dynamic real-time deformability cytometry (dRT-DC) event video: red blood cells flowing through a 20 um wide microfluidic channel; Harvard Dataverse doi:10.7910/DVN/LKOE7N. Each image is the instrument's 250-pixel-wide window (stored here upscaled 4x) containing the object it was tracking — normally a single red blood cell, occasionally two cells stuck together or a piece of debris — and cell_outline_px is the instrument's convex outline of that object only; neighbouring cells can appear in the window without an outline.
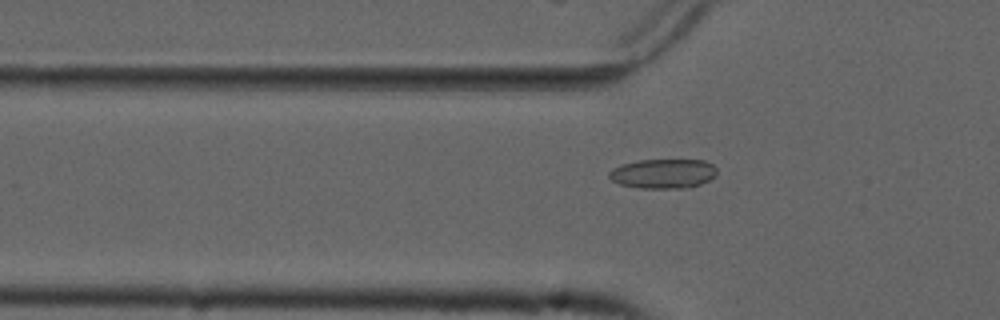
{"species": "common noctule bat (a hibernating species)", "species_latin": "Nyctalus noctula", "temperature_condition": "cold", "stored_images_in_passage": 54, "camera_frame_rate_fps": 3000, "um_per_image_px": 0.085, "animal": {"sex": "male", "forearm_length_mm": 52.5}, "frame": {"image": 1, "passage_image": 19, "time_ms": 6.0, "image_size_px": [1000, 320], "cell_outline_px": [[716, 176], [700, 184], [688, 188], [640, 188], [620, 184], [612, 180], [608, 176], [608, 172], [612, 168], [620, 164], [640, 160], [704, 160], [712, 164], [716, 168]], "centroid_in_image_um": [56.35, 14.75], "position_along_channel_um": 69.4, "area_um2": 18.61}}
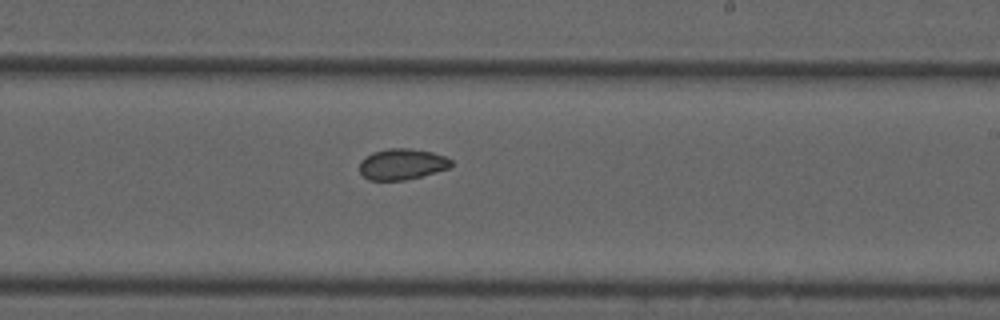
{"frame": {"image": 2, "passage_image": 34, "time_ms": 11.0, "image_size_px": [1000, 320], "cell_outline_px": [[452, 164], [448, 168], [436, 172], [404, 180], [368, 180], [360, 172], [360, 160], [364, 156], [372, 152], [388, 148], [408, 148], [432, 152], [444, 156], [452, 160]], "centroid_in_image_um": [34.14, 13.94], "position_along_channel_um": 254.9, "area_um2": 16.53}}
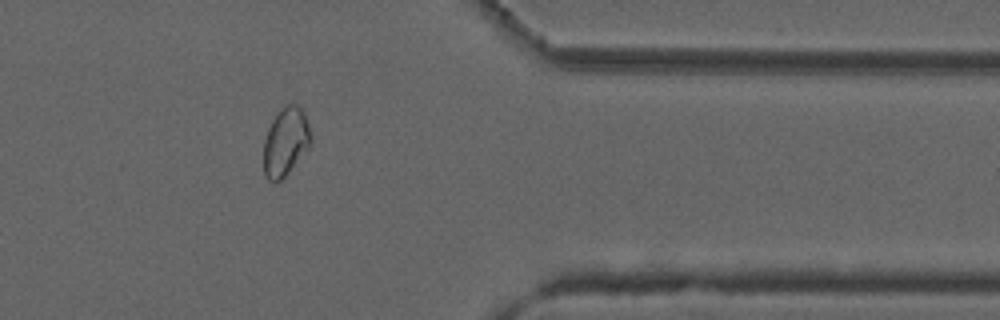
{"frame": {"image": 3, "passage_image": 46, "time_ms": 15.0, "image_size_px": [1000, 320], "cell_outline_px": [[312, 140], [308, 148], [288, 172], [276, 184], [268, 180], [264, 176], [264, 140], [268, 128], [276, 112], [288, 104], [296, 104], [304, 112], [312, 136]], "centroid_in_image_um": [24.26, 12.05], "position_along_channel_um": 387.1, "area_um2": 18.79}}